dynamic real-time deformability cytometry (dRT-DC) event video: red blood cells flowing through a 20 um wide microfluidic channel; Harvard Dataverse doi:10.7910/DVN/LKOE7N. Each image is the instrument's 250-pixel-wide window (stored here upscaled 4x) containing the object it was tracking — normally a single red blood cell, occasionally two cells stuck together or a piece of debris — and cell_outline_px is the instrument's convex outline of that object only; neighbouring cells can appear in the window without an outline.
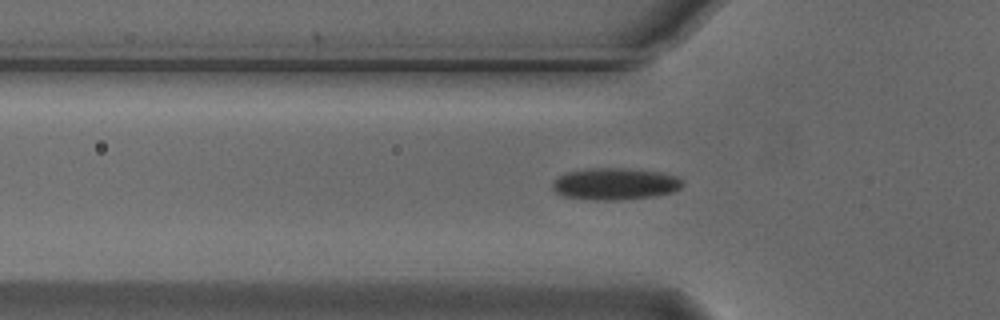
{"species": "Egyptian fruit bat (a non-hibernating species)", "species_latin": "Rousettus aegyptiacus", "temperature_condition": "cold", "stored_images_in_passage": 50, "camera_frame_rate_fps": 3000, "um_per_image_px": 0.085, "animal": {"sex": "male"}, "frame": {"image": 1, "passage_image": 17, "time_ms": 5.333, "image_size_px": [1000, 320], "cell_outline_px": [[684, 184], [680, 188], [672, 192], [652, 196], [620, 200], [596, 200], [564, 196], [556, 192], [552, 188], [552, 180], [564, 172], [588, 168], [624, 168], [664, 172], [676, 176], [684, 180]], "centroid_in_image_um": [52.27, 15.61], "position_along_channel_um": 73.5, "area_um2": 24.39}}
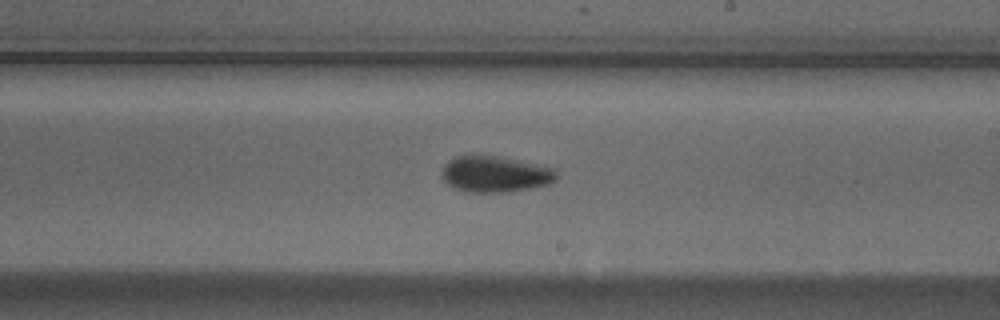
{"frame": {"image": 2, "passage_image": 31, "time_ms": 10.0, "image_size_px": [1000, 320], "cell_outline_px": [[556, 180], [548, 184], [508, 192], [468, 192], [456, 188], [448, 184], [440, 176], [440, 168], [448, 160], [456, 156], [468, 152], [500, 156], [556, 168]], "centroid_in_image_um": [42.01, 14.75], "position_along_channel_um": 247.0, "area_um2": 24.85}}
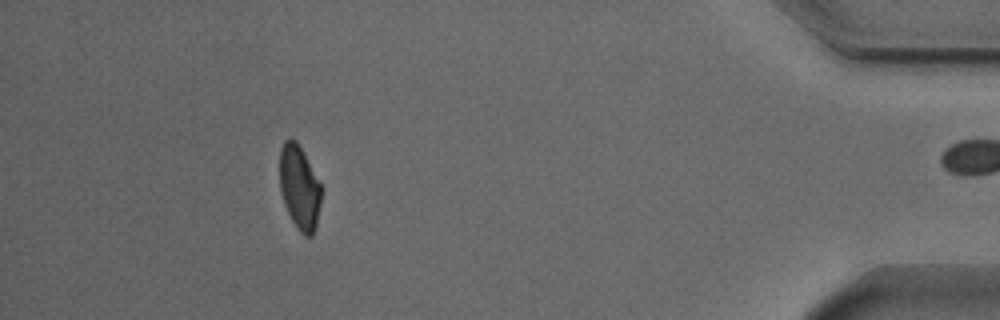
{"frame": {"image": 3, "passage_image": 49, "time_ms": 16.0, "image_size_px": [1000, 320], "cell_outline_px": [[320, 204], [316, 228], [312, 236], [304, 236], [300, 232], [292, 220], [284, 204], [280, 192], [280, 148], [284, 140], [296, 140], [320, 184]], "centroid_in_image_um": [25.43, 15.97], "position_along_channel_um": 409.8, "area_um2": 20.0}, "authors_computed_cell_mechanics": {"area_um2": 22.7732, "velocity_mm_per_s": 3.7139, "shape_relaxation_time_tau1_ms": 5.7346, "shape_relaxation_time_tau2_ms": 2.3062, "deformation_change_tau1": 0.1297, "deformation_change_tau2": 0.0631}}